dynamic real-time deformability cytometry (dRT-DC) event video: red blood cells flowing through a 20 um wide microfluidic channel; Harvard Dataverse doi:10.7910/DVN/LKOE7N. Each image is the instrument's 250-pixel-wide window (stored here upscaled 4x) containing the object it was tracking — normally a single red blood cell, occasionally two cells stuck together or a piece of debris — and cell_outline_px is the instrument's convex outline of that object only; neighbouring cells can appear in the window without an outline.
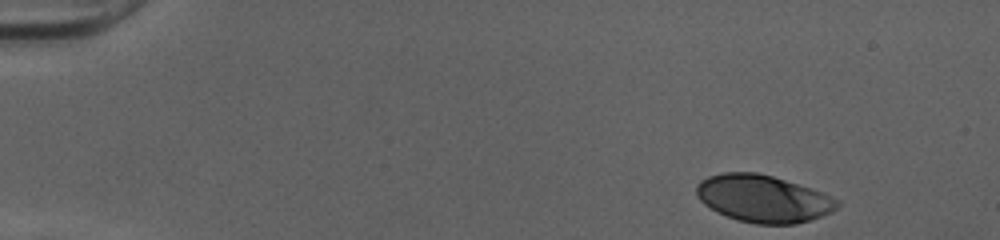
{"species": "human", "species_latin": "Homo sapiens", "temperature_condition": "cold", "stored_images_in_passage": 39, "camera_frame_rate_fps": 3000, "um_per_image_px": 0.085, "donor": {"sex": "female"}, "frame": {"image": 1, "passage_image": 1, "time_ms": 0.0, "image_size_px": [1000, 240], "cell_outline_px": [[840, 204], [832, 212], [796, 224], [756, 224], [736, 220], [716, 212], [704, 204], [696, 196], [696, 184], [700, 180], [708, 176], [724, 172], [756, 172], [772, 176], [812, 188], [836, 200]], "centroid_in_image_um": [64.81, 16.88], "position_along_channel_um": 20.2, "area_um2": 38.73}}
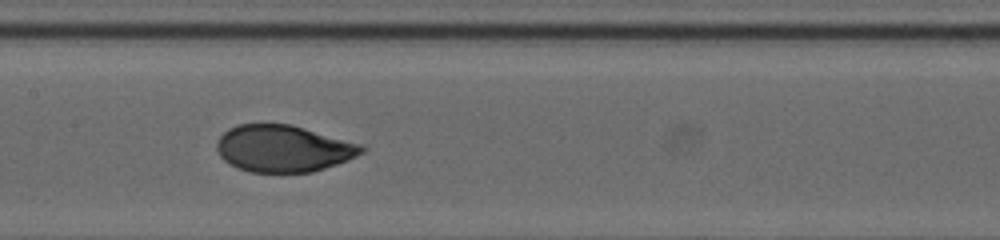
{"frame": {"image": 2, "passage_image": 22, "time_ms": 7.0, "image_size_px": [1000, 240], "cell_outline_px": [[368, 148], [364, 152], [348, 160], [312, 172], [248, 172], [236, 168], [228, 164], [220, 156], [216, 148], [216, 144], [220, 136], [228, 128], [240, 124], [292, 124], [364, 144]], "centroid_in_image_um": [24.11, 12.62], "position_along_channel_um": 183.3, "area_um2": 39.94}}
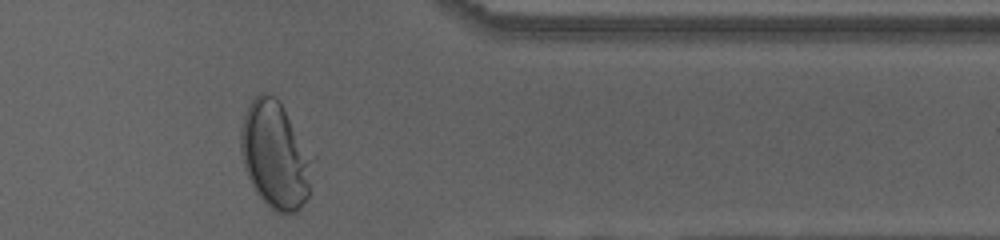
{"frame": {"image": 3, "passage_image": 38, "time_ms": 12.333, "image_size_px": [1000, 240], "cell_outline_px": [[316, 156], [308, 196], [300, 208], [296, 212], [288, 216], [284, 216], [276, 212], [256, 192], [244, 168], [240, 152], [240, 128], [244, 112], [248, 104], [260, 92], [264, 92], [276, 96], [280, 100], [316, 152]], "centroid_in_image_um": [23.47, 13.13], "position_along_channel_um": 387.9, "area_um2": 46.82}, "authors_computed_cell_mechanics": {"area_um2": 39.7086, "velocity_mm_per_s": 4.0201, "shape_relaxation_time_tau1_ms": 4.3553, "shape_relaxation_time_tau2_ms": null, "deformation_change_tau1": 0.1791, "deformation_change_tau2": null}}